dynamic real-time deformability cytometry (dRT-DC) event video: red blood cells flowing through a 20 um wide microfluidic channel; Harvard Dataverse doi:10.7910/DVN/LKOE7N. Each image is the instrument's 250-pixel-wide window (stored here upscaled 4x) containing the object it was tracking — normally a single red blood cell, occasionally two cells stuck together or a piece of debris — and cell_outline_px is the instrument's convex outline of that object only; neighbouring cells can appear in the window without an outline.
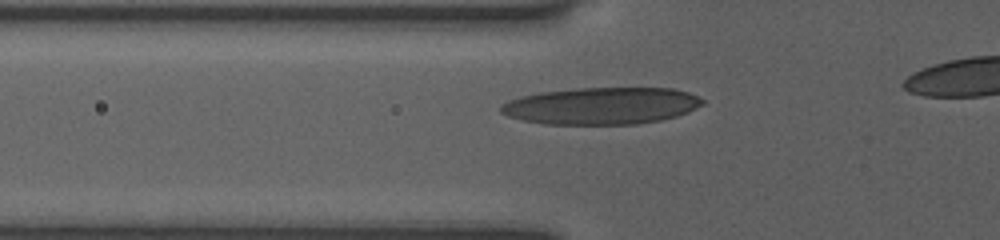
{"species": "human", "species_latin": "Homo sapiens", "temperature_condition": "room temperature", "stored_images_in_passage": 41, "camera_frame_rate_fps": 3000, "um_per_image_px": 0.085, "donor": {"sex": "female"}, "frame": {"image": 1, "passage_image": 13, "time_ms": 4.0, "image_size_px": [1000, 240], "cell_outline_px": [[704, 104], [688, 112], [676, 116], [660, 120], [636, 124], [544, 124], [524, 120], [508, 116], [500, 112], [500, 104], [508, 100], [520, 96], [540, 92], [576, 88], [676, 88], [688, 92], [704, 100]], "centroid_in_image_um": [51.12, 8.99], "position_along_channel_um": 74.7, "area_um2": 43.58}}
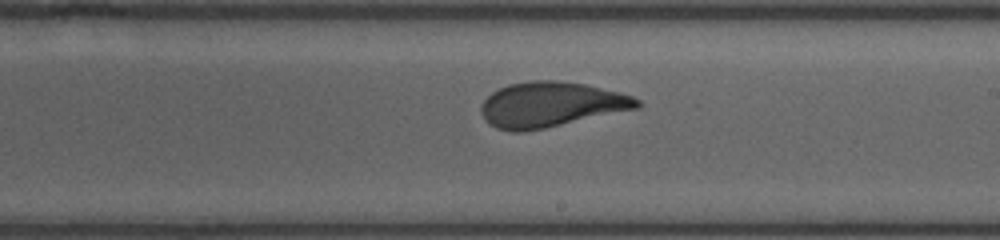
{"frame": {"image": 2, "passage_image": 26, "time_ms": 8.333, "image_size_px": [1000, 240], "cell_outline_px": [[640, 108], [544, 128], [520, 132], [512, 132], [496, 128], [488, 124], [484, 120], [480, 112], [480, 104], [492, 92], [508, 84], [532, 80], [556, 80], [584, 84], [620, 92], [632, 96], [640, 100]], "centroid_in_image_um": [46.8, 8.89], "position_along_channel_um": 242.2, "area_um2": 41.15}}
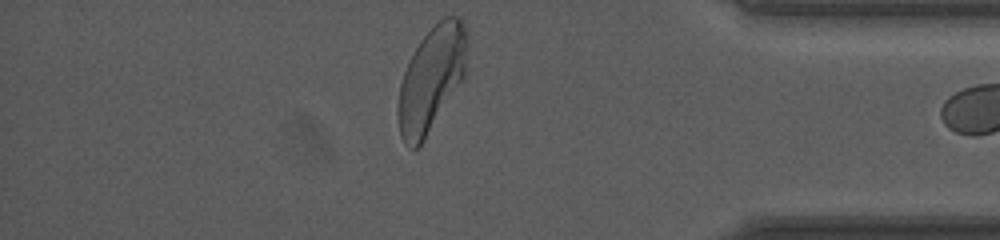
{"frame": {"image": 3, "passage_image": 40, "time_ms": 13.0, "image_size_px": [1000, 240], "cell_outline_px": [[468, 44], [464, 76], [424, 140], [416, 148], [408, 148], [404, 144], [400, 136], [396, 112], [396, 108], [400, 84], [408, 60], [420, 40], [444, 16], [460, 16], [464, 24], [468, 40]], "centroid_in_image_um": [36.64, 6.71], "position_along_channel_um": 398.6, "area_um2": 42.19}}